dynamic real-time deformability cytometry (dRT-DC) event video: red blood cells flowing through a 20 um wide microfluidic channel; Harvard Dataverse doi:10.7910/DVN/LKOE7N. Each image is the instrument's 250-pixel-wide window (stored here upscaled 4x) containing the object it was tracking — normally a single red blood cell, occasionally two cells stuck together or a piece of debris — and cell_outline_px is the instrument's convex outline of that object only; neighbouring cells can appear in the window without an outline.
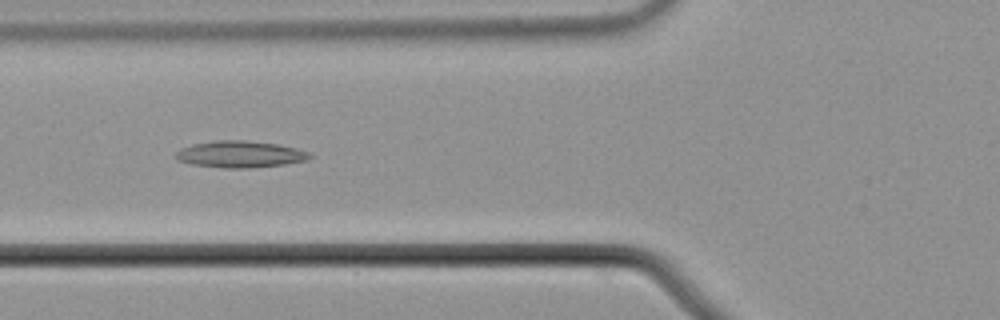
{"species": "common noctule bat (a hibernating species)", "species_latin": "Nyctalus noctula", "temperature_condition": "cold", "stored_images_in_passage": 4, "camera_frame_rate_fps": 3000, "um_per_image_px": 0.085, "animal": {"sex": "male", "body_mass_g": 21.5, "forearm_length_mm": 52.0}, "frame": {"image": 1, "passage_image": 4, "time_ms": 1.0, "image_size_px": [1000, 320], "cell_outline_px": [[312, 156], [308, 160], [284, 164], [248, 168], [224, 168], [192, 164], [176, 160], [176, 152], [180, 148], [192, 144], [216, 140], [244, 140], [276, 144], [296, 148], [308, 152]], "centroid_in_image_um": [20.38, 13.11], "position_along_channel_um": 105.4, "area_um2": 20.75}}